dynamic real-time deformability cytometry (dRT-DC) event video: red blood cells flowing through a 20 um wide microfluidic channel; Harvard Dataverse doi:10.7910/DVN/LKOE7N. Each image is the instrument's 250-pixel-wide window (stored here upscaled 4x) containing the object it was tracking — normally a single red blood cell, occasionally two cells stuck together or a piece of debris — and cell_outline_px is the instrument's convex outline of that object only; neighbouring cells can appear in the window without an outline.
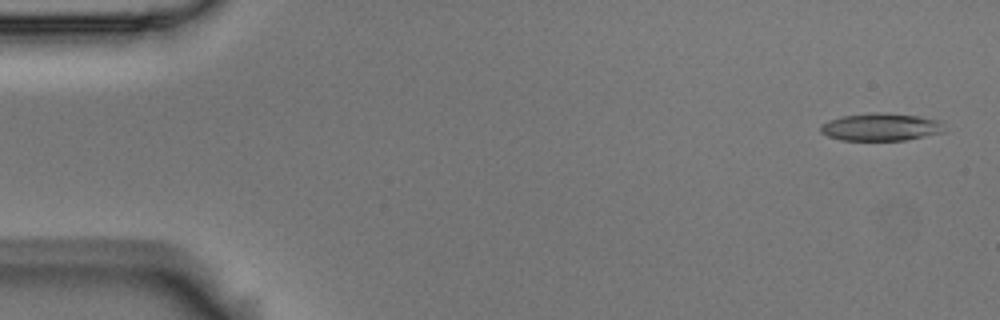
{"species": "Egyptian fruit bat (a non-hibernating species)", "species_latin": "Rousettus aegyptiacus", "temperature_condition": "room temperature", "stored_images_in_passage": 5, "camera_frame_rate_fps": 3000, "um_per_image_px": 0.085, "animal": {"sex": "male"}, "frame": {"image": 1, "passage_image": 1, "time_ms": 0.0, "image_size_px": [1000, 320], "cell_outline_px": [[944, 132], [904, 140], [840, 140], [828, 136], [820, 132], [820, 124], [844, 116], [880, 112], [916, 116], [940, 120]], "centroid_in_image_um": [74.85, 10.8], "position_along_channel_um": 10.1, "area_um2": 19.54}}
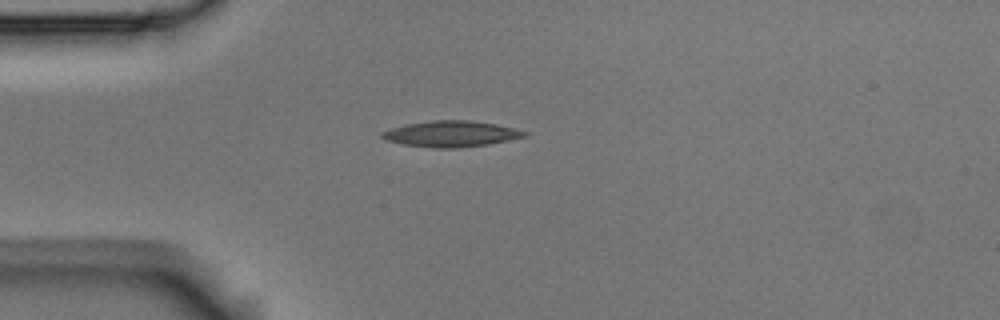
{"frame": {"image": 2, "passage_image": 4, "time_ms": 1.0, "image_size_px": [1000, 320], "cell_outline_px": [[528, 136], [488, 144], [460, 148], [432, 148], [404, 144], [384, 140], [380, 136], [380, 132], [404, 124], [432, 120], [472, 120], [496, 124], [528, 132]], "centroid_in_image_um": [38.31, 11.38], "position_along_channel_um": 46.7, "area_um2": 21.68}}